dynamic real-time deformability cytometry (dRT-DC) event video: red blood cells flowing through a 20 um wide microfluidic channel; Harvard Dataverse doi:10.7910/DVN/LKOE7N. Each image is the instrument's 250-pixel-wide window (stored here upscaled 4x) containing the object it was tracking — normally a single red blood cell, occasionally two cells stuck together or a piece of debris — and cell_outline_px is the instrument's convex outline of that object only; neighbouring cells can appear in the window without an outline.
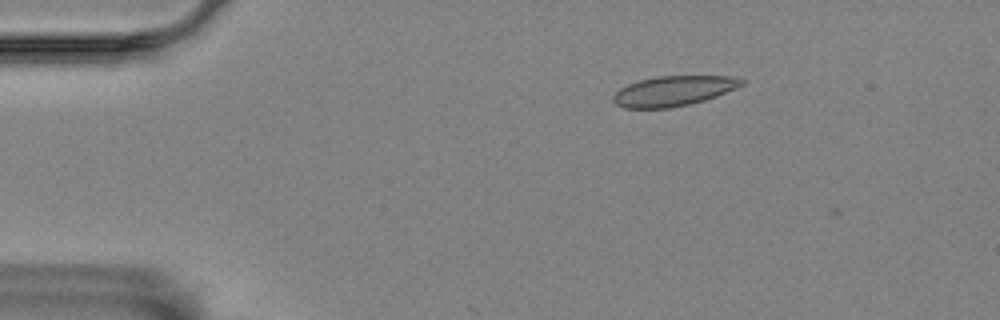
{"species": "Egyptian fruit bat (a non-hibernating species)", "species_latin": "Rousettus aegyptiacus", "temperature_condition": "room temperature", "stored_images_in_passage": 5, "camera_frame_rate_fps": 3000, "um_per_image_px": 0.085, "animal": {"sex": "female"}, "frame": {"image": 1, "passage_image": 1, "time_ms": 0.0, "image_size_px": [1000, 320], "cell_outline_px": [[744, 84], [736, 88], [716, 96], [704, 100], [688, 104], [668, 108], [624, 108], [616, 104], [612, 100], [612, 96], [620, 88], [628, 84], [640, 80], [656, 76], [736, 76], [744, 80]], "centroid_in_image_um": [57.24, 7.72], "position_along_channel_um": 27.8, "area_um2": 22.43}}